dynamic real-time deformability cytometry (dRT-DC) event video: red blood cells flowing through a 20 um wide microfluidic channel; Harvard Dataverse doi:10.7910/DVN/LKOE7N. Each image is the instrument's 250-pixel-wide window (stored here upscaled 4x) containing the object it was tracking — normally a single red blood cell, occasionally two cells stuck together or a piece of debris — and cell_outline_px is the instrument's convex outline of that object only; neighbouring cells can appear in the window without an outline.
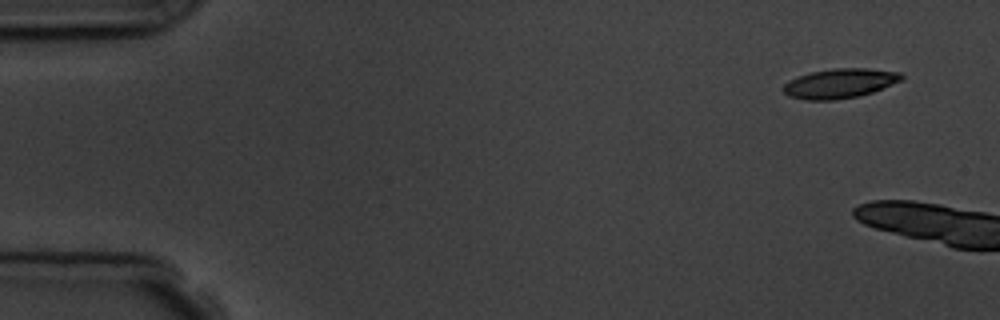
{"species": "common noctule bat (a hibernating species)", "species_latin": "Nyctalus noctula", "temperature_condition": "room temperature", "stored_images_in_passage": 2, "camera_frame_rate_fps": 3000, "um_per_image_px": 0.085, "animal": {"sex": "male", "body_mass_g": 19.5, "forearm_length_mm": 54.6}, "frame": {"image": 1, "passage_image": 1, "time_ms": 0.0, "image_size_px": [1000, 320], "cell_outline_px": [[904, 80], [872, 92], [856, 96], [832, 100], [804, 100], [788, 96], [784, 92], [784, 84], [800, 76], [812, 72], [836, 68], [868, 68], [900, 72], [904, 76]], "centroid_in_image_um": [71.43, 7.09], "position_along_channel_um": 13.6, "area_um2": 20.17}}